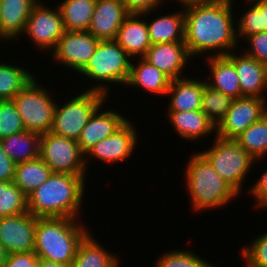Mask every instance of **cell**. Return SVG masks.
<instances>
[{
  "label": "cell",
  "instance_id": "obj_1",
  "mask_svg": "<svg viewBox=\"0 0 267 267\" xmlns=\"http://www.w3.org/2000/svg\"><path fill=\"white\" fill-rule=\"evenodd\" d=\"M233 5L234 0H216L184 6V42L192 59L209 52L207 57L227 56L237 50L240 40Z\"/></svg>",
  "mask_w": 267,
  "mask_h": 267
},
{
  "label": "cell",
  "instance_id": "obj_2",
  "mask_svg": "<svg viewBox=\"0 0 267 267\" xmlns=\"http://www.w3.org/2000/svg\"><path fill=\"white\" fill-rule=\"evenodd\" d=\"M86 176L51 173L49 178L28 196V212L35 217L79 219Z\"/></svg>",
  "mask_w": 267,
  "mask_h": 267
},
{
  "label": "cell",
  "instance_id": "obj_3",
  "mask_svg": "<svg viewBox=\"0 0 267 267\" xmlns=\"http://www.w3.org/2000/svg\"><path fill=\"white\" fill-rule=\"evenodd\" d=\"M88 230L79 219L36 217L34 253L38 258L71 265Z\"/></svg>",
  "mask_w": 267,
  "mask_h": 267
},
{
  "label": "cell",
  "instance_id": "obj_4",
  "mask_svg": "<svg viewBox=\"0 0 267 267\" xmlns=\"http://www.w3.org/2000/svg\"><path fill=\"white\" fill-rule=\"evenodd\" d=\"M184 170L191 208L195 212L227 206L238 193L213 169L200 153L192 154Z\"/></svg>",
  "mask_w": 267,
  "mask_h": 267
},
{
  "label": "cell",
  "instance_id": "obj_5",
  "mask_svg": "<svg viewBox=\"0 0 267 267\" xmlns=\"http://www.w3.org/2000/svg\"><path fill=\"white\" fill-rule=\"evenodd\" d=\"M131 60L132 58L115 40L99 41L95 52L79 74L89 81H95V84L98 82L89 87V90L99 91L109 96L111 83L115 86L116 84L126 86Z\"/></svg>",
  "mask_w": 267,
  "mask_h": 267
},
{
  "label": "cell",
  "instance_id": "obj_6",
  "mask_svg": "<svg viewBox=\"0 0 267 267\" xmlns=\"http://www.w3.org/2000/svg\"><path fill=\"white\" fill-rule=\"evenodd\" d=\"M208 150L200 152L213 169L241 196L243 183L254 166L253 159L235 139L215 135ZM243 188V189H242Z\"/></svg>",
  "mask_w": 267,
  "mask_h": 267
},
{
  "label": "cell",
  "instance_id": "obj_7",
  "mask_svg": "<svg viewBox=\"0 0 267 267\" xmlns=\"http://www.w3.org/2000/svg\"><path fill=\"white\" fill-rule=\"evenodd\" d=\"M37 79L39 78L34 77L12 101L23 120L25 130L42 135L51 132L57 102L51 96L53 91L48 92L46 87L40 86Z\"/></svg>",
  "mask_w": 267,
  "mask_h": 267
},
{
  "label": "cell",
  "instance_id": "obj_8",
  "mask_svg": "<svg viewBox=\"0 0 267 267\" xmlns=\"http://www.w3.org/2000/svg\"><path fill=\"white\" fill-rule=\"evenodd\" d=\"M107 97L102 92L86 89L64 100V105L57 101L51 132L78 140L92 114L108 100Z\"/></svg>",
  "mask_w": 267,
  "mask_h": 267
},
{
  "label": "cell",
  "instance_id": "obj_9",
  "mask_svg": "<svg viewBox=\"0 0 267 267\" xmlns=\"http://www.w3.org/2000/svg\"><path fill=\"white\" fill-rule=\"evenodd\" d=\"M40 158L48 165L52 173L87 175L85 155L81 152L77 140L48 132L41 135Z\"/></svg>",
  "mask_w": 267,
  "mask_h": 267
},
{
  "label": "cell",
  "instance_id": "obj_10",
  "mask_svg": "<svg viewBox=\"0 0 267 267\" xmlns=\"http://www.w3.org/2000/svg\"><path fill=\"white\" fill-rule=\"evenodd\" d=\"M46 6L40 1L32 8L23 34L39 50L52 52L66 30L58 6L55 9Z\"/></svg>",
  "mask_w": 267,
  "mask_h": 267
},
{
  "label": "cell",
  "instance_id": "obj_11",
  "mask_svg": "<svg viewBox=\"0 0 267 267\" xmlns=\"http://www.w3.org/2000/svg\"><path fill=\"white\" fill-rule=\"evenodd\" d=\"M266 113L267 100L264 98L243 96L233 99L226 117L216 127L215 135L235 139Z\"/></svg>",
  "mask_w": 267,
  "mask_h": 267
},
{
  "label": "cell",
  "instance_id": "obj_12",
  "mask_svg": "<svg viewBox=\"0 0 267 267\" xmlns=\"http://www.w3.org/2000/svg\"><path fill=\"white\" fill-rule=\"evenodd\" d=\"M134 122L128 120L117 129L108 138L103 139L96 143L86 154H85V166L88 169V163L90 159H99L104 163H119L125 161L133 155L136 148V144L139 142L138 133L133 125ZM91 157V158H90ZM89 160V161H88Z\"/></svg>",
  "mask_w": 267,
  "mask_h": 267
},
{
  "label": "cell",
  "instance_id": "obj_13",
  "mask_svg": "<svg viewBox=\"0 0 267 267\" xmlns=\"http://www.w3.org/2000/svg\"><path fill=\"white\" fill-rule=\"evenodd\" d=\"M99 41L88 31H65L49 54L55 62L79 73L95 52Z\"/></svg>",
  "mask_w": 267,
  "mask_h": 267
},
{
  "label": "cell",
  "instance_id": "obj_14",
  "mask_svg": "<svg viewBox=\"0 0 267 267\" xmlns=\"http://www.w3.org/2000/svg\"><path fill=\"white\" fill-rule=\"evenodd\" d=\"M36 217L28 211L0 218V243L8 254L34 252Z\"/></svg>",
  "mask_w": 267,
  "mask_h": 267
},
{
  "label": "cell",
  "instance_id": "obj_15",
  "mask_svg": "<svg viewBox=\"0 0 267 267\" xmlns=\"http://www.w3.org/2000/svg\"><path fill=\"white\" fill-rule=\"evenodd\" d=\"M142 58L165 73L171 80L185 77L181 74L185 72L183 70L191 60L185 42L151 44Z\"/></svg>",
  "mask_w": 267,
  "mask_h": 267
},
{
  "label": "cell",
  "instance_id": "obj_16",
  "mask_svg": "<svg viewBox=\"0 0 267 267\" xmlns=\"http://www.w3.org/2000/svg\"><path fill=\"white\" fill-rule=\"evenodd\" d=\"M239 54L235 50L227 57L234 63L239 77L241 97H259L267 100V95H264L267 92V65L246 55L244 51Z\"/></svg>",
  "mask_w": 267,
  "mask_h": 267
},
{
  "label": "cell",
  "instance_id": "obj_17",
  "mask_svg": "<svg viewBox=\"0 0 267 267\" xmlns=\"http://www.w3.org/2000/svg\"><path fill=\"white\" fill-rule=\"evenodd\" d=\"M129 14L122 0H96L88 32L100 41L115 40Z\"/></svg>",
  "mask_w": 267,
  "mask_h": 267
},
{
  "label": "cell",
  "instance_id": "obj_18",
  "mask_svg": "<svg viewBox=\"0 0 267 267\" xmlns=\"http://www.w3.org/2000/svg\"><path fill=\"white\" fill-rule=\"evenodd\" d=\"M103 106L105 107V103L92 114L77 140L84 155L96 143L108 138L128 120L115 109L105 110Z\"/></svg>",
  "mask_w": 267,
  "mask_h": 267
},
{
  "label": "cell",
  "instance_id": "obj_19",
  "mask_svg": "<svg viewBox=\"0 0 267 267\" xmlns=\"http://www.w3.org/2000/svg\"><path fill=\"white\" fill-rule=\"evenodd\" d=\"M37 3V0H0V40L6 44V41L19 39Z\"/></svg>",
  "mask_w": 267,
  "mask_h": 267
},
{
  "label": "cell",
  "instance_id": "obj_20",
  "mask_svg": "<svg viewBox=\"0 0 267 267\" xmlns=\"http://www.w3.org/2000/svg\"><path fill=\"white\" fill-rule=\"evenodd\" d=\"M143 14L130 13L118 29L115 41L133 59L142 58L151 46Z\"/></svg>",
  "mask_w": 267,
  "mask_h": 267
},
{
  "label": "cell",
  "instance_id": "obj_21",
  "mask_svg": "<svg viewBox=\"0 0 267 267\" xmlns=\"http://www.w3.org/2000/svg\"><path fill=\"white\" fill-rule=\"evenodd\" d=\"M167 117L176 134L181 136V139L191 140L190 142H198L200 138H205L213 132L216 133V126L202 110H168Z\"/></svg>",
  "mask_w": 267,
  "mask_h": 267
},
{
  "label": "cell",
  "instance_id": "obj_22",
  "mask_svg": "<svg viewBox=\"0 0 267 267\" xmlns=\"http://www.w3.org/2000/svg\"><path fill=\"white\" fill-rule=\"evenodd\" d=\"M204 80L187 76L170 81L166 93L169 99L167 110L194 111L201 110L202 93ZM169 94V95H168Z\"/></svg>",
  "mask_w": 267,
  "mask_h": 267
},
{
  "label": "cell",
  "instance_id": "obj_23",
  "mask_svg": "<svg viewBox=\"0 0 267 267\" xmlns=\"http://www.w3.org/2000/svg\"><path fill=\"white\" fill-rule=\"evenodd\" d=\"M132 61H137L136 63ZM171 79L155 66L148 63L143 58H134L130 64V74L127 81V87L142 89L147 93L157 96H166ZM139 87V88H138Z\"/></svg>",
  "mask_w": 267,
  "mask_h": 267
},
{
  "label": "cell",
  "instance_id": "obj_24",
  "mask_svg": "<svg viewBox=\"0 0 267 267\" xmlns=\"http://www.w3.org/2000/svg\"><path fill=\"white\" fill-rule=\"evenodd\" d=\"M206 56L210 70L206 84L233 99L240 98V82L234 63L227 56Z\"/></svg>",
  "mask_w": 267,
  "mask_h": 267
},
{
  "label": "cell",
  "instance_id": "obj_25",
  "mask_svg": "<svg viewBox=\"0 0 267 267\" xmlns=\"http://www.w3.org/2000/svg\"><path fill=\"white\" fill-rule=\"evenodd\" d=\"M151 22L146 21L151 44L184 42L185 13L184 10L172 14L156 16Z\"/></svg>",
  "mask_w": 267,
  "mask_h": 267
},
{
  "label": "cell",
  "instance_id": "obj_26",
  "mask_svg": "<svg viewBox=\"0 0 267 267\" xmlns=\"http://www.w3.org/2000/svg\"><path fill=\"white\" fill-rule=\"evenodd\" d=\"M119 259L89 232L79 243L71 267H119Z\"/></svg>",
  "mask_w": 267,
  "mask_h": 267
},
{
  "label": "cell",
  "instance_id": "obj_27",
  "mask_svg": "<svg viewBox=\"0 0 267 267\" xmlns=\"http://www.w3.org/2000/svg\"><path fill=\"white\" fill-rule=\"evenodd\" d=\"M41 135L24 130L0 140L3 150L16 163L40 157Z\"/></svg>",
  "mask_w": 267,
  "mask_h": 267
},
{
  "label": "cell",
  "instance_id": "obj_28",
  "mask_svg": "<svg viewBox=\"0 0 267 267\" xmlns=\"http://www.w3.org/2000/svg\"><path fill=\"white\" fill-rule=\"evenodd\" d=\"M96 0H63L58 6L66 31H88Z\"/></svg>",
  "mask_w": 267,
  "mask_h": 267
},
{
  "label": "cell",
  "instance_id": "obj_29",
  "mask_svg": "<svg viewBox=\"0 0 267 267\" xmlns=\"http://www.w3.org/2000/svg\"><path fill=\"white\" fill-rule=\"evenodd\" d=\"M52 171L40 158L16 164L13 183L27 196L41 186Z\"/></svg>",
  "mask_w": 267,
  "mask_h": 267
},
{
  "label": "cell",
  "instance_id": "obj_30",
  "mask_svg": "<svg viewBox=\"0 0 267 267\" xmlns=\"http://www.w3.org/2000/svg\"><path fill=\"white\" fill-rule=\"evenodd\" d=\"M235 140L257 164L267 155V113L238 135Z\"/></svg>",
  "mask_w": 267,
  "mask_h": 267
},
{
  "label": "cell",
  "instance_id": "obj_31",
  "mask_svg": "<svg viewBox=\"0 0 267 267\" xmlns=\"http://www.w3.org/2000/svg\"><path fill=\"white\" fill-rule=\"evenodd\" d=\"M248 3V9L241 13L240 19H237L236 33L237 38H243L244 41L248 36L253 34L267 32V0L244 1Z\"/></svg>",
  "mask_w": 267,
  "mask_h": 267
},
{
  "label": "cell",
  "instance_id": "obj_32",
  "mask_svg": "<svg viewBox=\"0 0 267 267\" xmlns=\"http://www.w3.org/2000/svg\"><path fill=\"white\" fill-rule=\"evenodd\" d=\"M23 67L0 63V101L12 100L35 77Z\"/></svg>",
  "mask_w": 267,
  "mask_h": 267
},
{
  "label": "cell",
  "instance_id": "obj_33",
  "mask_svg": "<svg viewBox=\"0 0 267 267\" xmlns=\"http://www.w3.org/2000/svg\"><path fill=\"white\" fill-rule=\"evenodd\" d=\"M232 101L233 98L210 87L204 81L201 110L216 127L226 117Z\"/></svg>",
  "mask_w": 267,
  "mask_h": 267
},
{
  "label": "cell",
  "instance_id": "obj_34",
  "mask_svg": "<svg viewBox=\"0 0 267 267\" xmlns=\"http://www.w3.org/2000/svg\"><path fill=\"white\" fill-rule=\"evenodd\" d=\"M28 211L27 195L13 182L0 181V218Z\"/></svg>",
  "mask_w": 267,
  "mask_h": 267
},
{
  "label": "cell",
  "instance_id": "obj_35",
  "mask_svg": "<svg viewBox=\"0 0 267 267\" xmlns=\"http://www.w3.org/2000/svg\"><path fill=\"white\" fill-rule=\"evenodd\" d=\"M194 253L189 249L170 250L159 256L155 261L156 267H217Z\"/></svg>",
  "mask_w": 267,
  "mask_h": 267
},
{
  "label": "cell",
  "instance_id": "obj_36",
  "mask_svg": "<svg viewBox=\"0 0 267 267\" xmlns=\"http://www.w3.org/2000/svg\"><path fill=\"white\" fill-rule=\"evenodd\" d=\"M25 130L23 120L12 100L0 101V140Z\"/></svg>",
  "mask_w": 267,
  "mask_h": 267
},
{
  "label": "cell",
  "instance_id": "obj_37",
  "mask_svg": "<svg viewBox=\"0 0 267 267\" xmlns=\"http://www.w3.org/2000/svg\"><path fill=\"white\" fill-rule=\"evenodd\" d=\"M249 244L240 251L245 264L249 267H267V232L255 237Z\"/></svg>",
  "mask_w": 267,
  "mask_h": 267
},
{
  "label": "cell",
  "instance_id": "obj_38",
  "mask_svg": "<svg viewBox=\"0 0 267 267\" xmlns=\"http://www.w3.org/2000/svg\"><path fill=\"white\" fill-rule=\"evenodd\" d=\"M249 47L244 53L258 62L267 65V32H261L248 36Z\"/></svg>",
  "mask_w": 267,
  "mask_h": 267
},
{
  "label": "cell",
  "instance_id": "obj_39",
  "mask_svg": "<svg viewBox=\"0 0 267 267\" xmlns=\"http://www.w3.org/2000/svg\"><path fill=\"white\" fill-rule=\"evenodd\" d=\"M129 13H137L146 15L152 14L151 11H158L164 3L163 0H122ZM166 1V0H165Z\"/></svg>",
  "mask_w": 267,
  "mask_h": 267
},
{
  "label": "cell",
  "instance_id": "obj_40",
  "mask_svg": "<svg viewBox=\"0 0 267 267\" xmlns=\"http://www.w3.org/2000/svg\"><path fill=\"white\" fill-rule=\"evenodd\" d=\"M248 194H251L255 199V208L266 209L267 207V169L263 171L257 182L253 183V186L248 190Z\"/></svg>",
  "mask_w": 267,
  "mask_h": 267
},
{
  "label": "cell",
  "instance_id": "obj_41",
  "mask_svg": "<svg viewBox=\"0 0 267 267\" xmlns=\"http://www.w3.org/2000/svg\"><path fill=\"white\" fill-rule=\"evenodd\" d=\"M37 260L38 256L34 252L11 253L3 267H32Z\"/></svg>",
  "mask_w": 267,
  "mask_h": 267
},
{
  "label": "cell",
  "instance_id": "obj_42",
  "mask_svg": "<svg viewBox=\"0 0 267 267\" xmlns=\"http://www.w3.org/2000/svg\"><path fill=\"white\" fill-rule=\"evenodd\" d=\"M16 163L3 150L0 143V181L12 182Z\"/></svg>",
  "mask_w": 267,
  "mask_h": 267
},
{
  "label": "cell",
  "instance_id": "obj_43",
  "mask_svg": "<svg viewBox=\"0 0 267 267\" xmlns=\"http://www.w3.org/2000/svg\"><path fill=\"white\" fill-rule=\"evenodd\" d=\"M40 266L41 267H71V265H64V264L56 263L53 261H48L42 258H40Z\"/></svg>",
  "mask_w": 267,
  "mask_h": 267
},
{
  "label": "cell",
  "instance_id": "obj_44",
  "mask_svg": "<svg viewBox=\"0 0 267 267\" xmlns=\"http://www.w3.org/2000/svg\"><path fill=\"white\" fill-rule=\"evenodd\" d=\"M171 1V0H170ZM174 2L177 1L178 4H182L181 6L184 7L189 4H195V3H206V2H212L216 0H173Z\"/></svg>",
  "mask_w": 267,
  "mask_h": 267
},
{
  "label": "cell",
  "instance_id": "obj_45",
  "mask_svg": "<svg viewBox=\"0 0 267 267\" xmlns=\"http://www.w3.org/2000/svg\"><path fill=\"white\" fill-rule=\"evenodd\" d=\"M8 253L3 245L0 243V267H3L7 261Z\"/></svg>",
  "mask_w": 267,
  "mask_h": 267
},
{
  "label": "cell",
  "instance_id": "obj_46",
  "mask_svg": "<svg viewBox=\"0 0 267 267\" xmlns=\"http://www.w3.org/2000/svg\"><path fill=\"white\" fill-rule=\"evenodd\" d=\"M32 267H41L40 266V258L32 265Z\"/></svg>",
  "mask_w": 267,
  "mask_h": 267
}]
</instances>
